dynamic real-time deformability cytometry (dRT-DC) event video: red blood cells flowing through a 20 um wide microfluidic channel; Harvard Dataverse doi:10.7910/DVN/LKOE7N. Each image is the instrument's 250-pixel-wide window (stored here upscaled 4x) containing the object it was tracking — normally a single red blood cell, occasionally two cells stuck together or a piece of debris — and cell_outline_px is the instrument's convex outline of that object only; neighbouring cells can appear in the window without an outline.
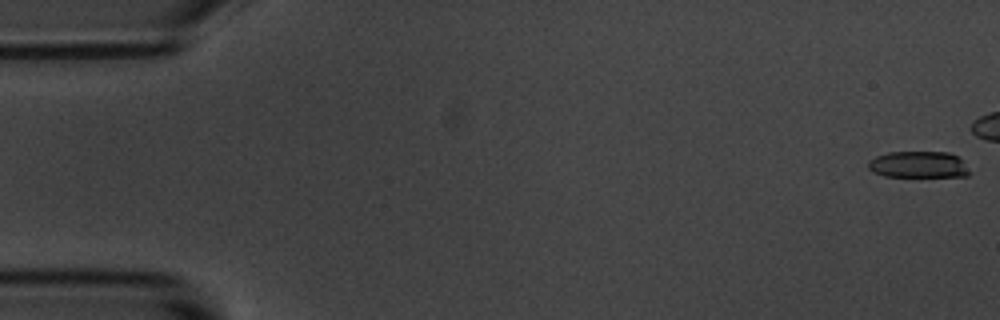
{"species": "common noctule bat (a hibernating species)", "species_latin": "Nyctalus noctula", "temperature_condition": "room temperature", "stored_images_in_passage": 43, "camera_frame_rate_fps": 3000, "um_per_image_px": 0.085, "animal": {"sex": "male", "body_mass_g": 20.1, "forearm_length_mm": 53.5}, "frame": {"image": 1, "passage_image": 1, "time_ms": 0.0, "image_size_px": [1000, 320], "cell_outline_px": [[972, 172], [968, 176], [884, 176], [872, 172], [868, 168], [868, 160], [876, 156], [888, 152], [948, 152], [956, 156]], "centroid_in_image_um": [78.04, 13.99], "position_along_channel_um": 7.0, "area_um2": 15.61}}